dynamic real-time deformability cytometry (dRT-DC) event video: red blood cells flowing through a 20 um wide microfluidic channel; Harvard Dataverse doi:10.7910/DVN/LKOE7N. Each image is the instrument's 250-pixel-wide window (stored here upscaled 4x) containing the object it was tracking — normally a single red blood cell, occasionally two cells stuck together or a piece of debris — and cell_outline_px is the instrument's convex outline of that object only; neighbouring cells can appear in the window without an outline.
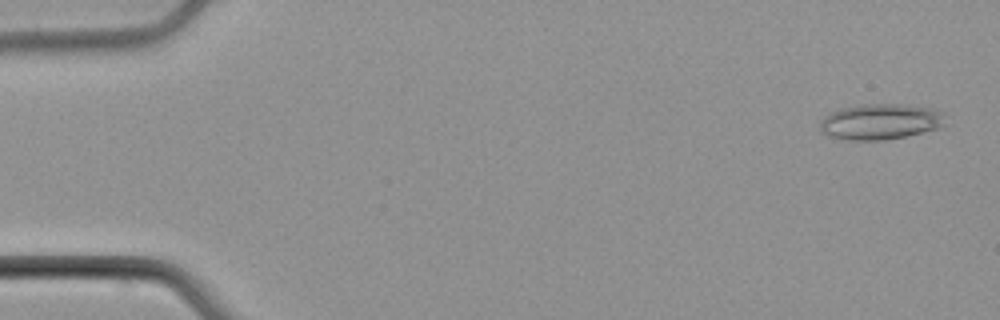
{"species": "common noctule bat (a hibernating species)", "species_latin": "Nyctalus noctula", "temperature_condition": "cold", "stored_images_in_passage": 4, "camera_frame_rate_fps": 3000, "um_per_image_px": 0.085, "animal": {"sex": "male", "body_mass_g": 21.5, "forearm_length_mm": 52.0}, "frame": {"image": 1, "passage_image": 1, "time_ms": 0.0, "image_size_px": [1000, 320], "cell_outline_px": [[944, 124], [940, 128], [904, 136], [884, 140], [848, 140], [828, 136], [820, 132], [820, 120], [828, 112], [840, 108], [860, 104], [900, 104], [932, 108], [940, 112]], "centroid_in_image_um": [74.74, 10.34], "position_along_channel_um": 10.3, "area_um2": 26.13}}